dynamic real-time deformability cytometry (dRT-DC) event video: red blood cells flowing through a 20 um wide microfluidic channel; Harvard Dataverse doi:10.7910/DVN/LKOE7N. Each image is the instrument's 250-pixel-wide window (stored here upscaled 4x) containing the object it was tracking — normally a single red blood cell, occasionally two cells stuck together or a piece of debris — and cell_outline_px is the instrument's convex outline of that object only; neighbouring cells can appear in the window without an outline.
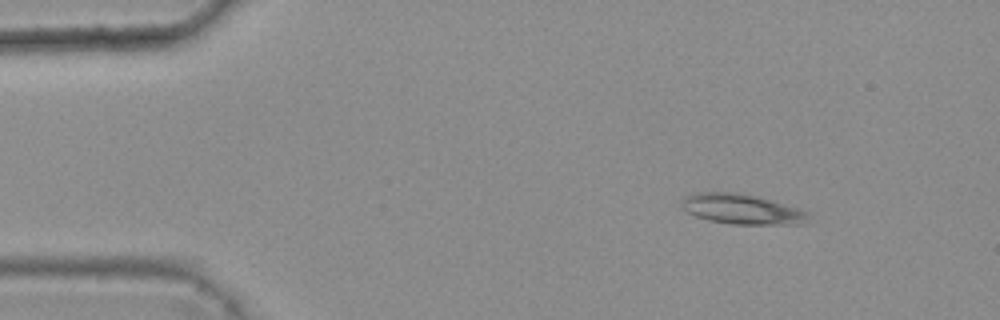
{"species": "common noctule bat (a hibernating species)", "species_latin": "Nyctalus noctula", "temperature_condition": "warm", "stored_images_in_passage": 3, "camera_frame_rate_fps": 3000, "um_per_image_px": 0.085, "animal": {"sex": "female", "body_mass_g": 25.1}, "frame": {"image": 1, "passage_image": 1, "time_ms": 0.0, "image_size_px": [1000, 320], "cell_outline_px": [[808, 224], [732, 224], [708, 220], [696, 216], [680, 208], [680, 200], [696, 192], [740, 192], [756, 196], [796, 208], [808, 212]], "centroid_in_image_um": [63.02, 17.78], "position_along_channel_um": 22.0, "area_um2": 22.2}}